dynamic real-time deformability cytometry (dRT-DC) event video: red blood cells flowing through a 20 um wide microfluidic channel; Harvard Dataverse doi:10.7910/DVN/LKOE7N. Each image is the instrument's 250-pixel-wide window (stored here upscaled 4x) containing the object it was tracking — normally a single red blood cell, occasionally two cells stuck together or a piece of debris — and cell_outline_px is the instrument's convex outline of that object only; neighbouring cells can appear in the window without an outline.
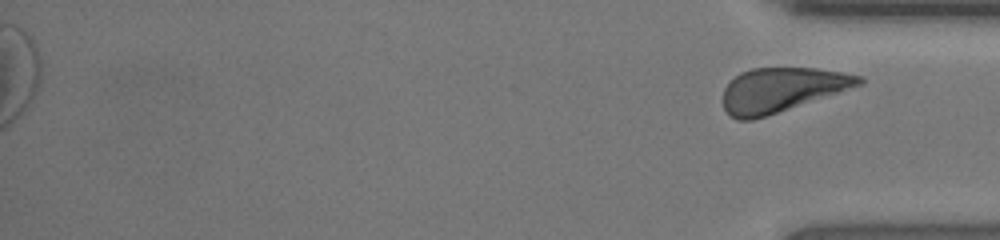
{"species": "human", "species_latin": "Homo sapiens", "temperature_condition": "room temperature", "stored_images_in_passage": 44, "segment_of_instrument_passage": [2, 2], "camera_frame_rate_fps": 3000, "um_per_image_px": 0.085, "donor": {"sex": "female"}, "frame": {"image": 1, "passage_image": 44, "time_ms": 14.333, "image_size_px": [1000, 240], "cell_outline_px": [[864, 84], [752, 120], [736, 120], [728, 116], [724, 108], [724, 88], [740, 72], [752, 68], [816, 68], [844, 72], [864, 76]], "centroid_in_image_um": [66.45, 7.62], "position_along_channel_um": 368.7, "area_um2": 34.85}}